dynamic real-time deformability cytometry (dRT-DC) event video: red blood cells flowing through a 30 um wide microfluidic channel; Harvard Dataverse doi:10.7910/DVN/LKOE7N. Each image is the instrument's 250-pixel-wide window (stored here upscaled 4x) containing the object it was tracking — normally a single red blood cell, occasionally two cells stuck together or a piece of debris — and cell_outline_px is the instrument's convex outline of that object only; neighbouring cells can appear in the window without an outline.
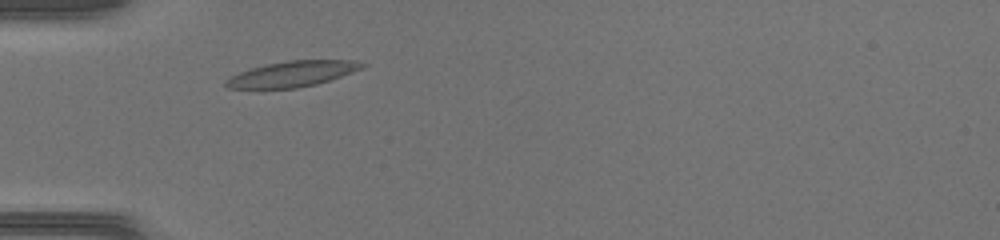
{"species": "common noctule bat (a hibernating species)", "species_latin": "Nyctalus noctula", "temperature_condition": "warm", "stored_images_in_passage": 14, "camera_frame_rate_fps": 3000, "um_per_image_px": 0.085, "animal": {"sex": "female", "body_mass_g": 17.0, "forearm_length_mm": 48.0}, "frame": {"image": 1, "passage_image": 4, "time_ms": 1.0, "image_size_px": [1000, 240], "cell_outline_px": [[368, 64], [352, 72], [316, 84], [296, 88], [228, 88], [224, 84], [224, 80], [240, 72], [252, 68], [268, 64], [288, 60], [352, 60]], "centroid_in_image_um": [24.83, 6.28], "position_along_channel_um": 60.2, "area_um2": 19.94}}
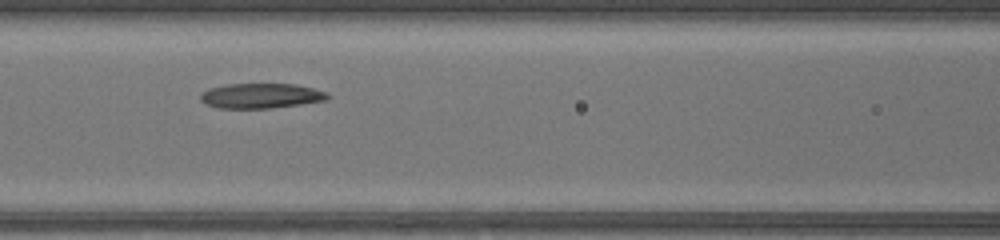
{"frame": {"image": 2, "passage_image": 10, "time_ms": 3.0, "image_size_px": [1000, 240], "cell_outline_px": [[332, 96], [328, 100], [272, 108], [220, 108], [204, 104], [200, 100], [200, 92], [208, 88], [228, 84], [296, 84], [328, 92]], "centroid_in_image_um": [22.18, 8.14], "position_along_channel_um": 144.4, "area_um2": 18.73}}
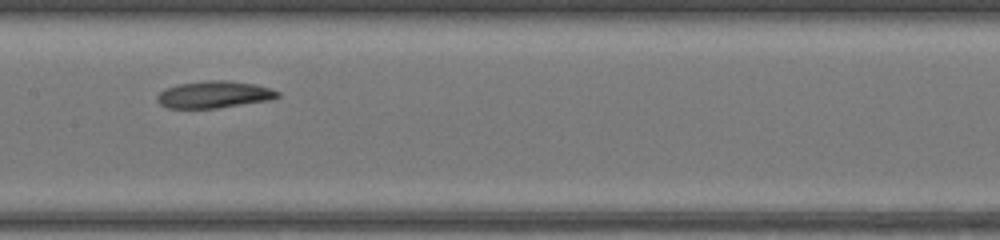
{"frame": {"image": 3, "passage_image": 13, "time_ms": 4.0, "image_size_px": [1000, 240], "cell_outline_px": [[280, 96], [272, 100], [216, 108], [168, 108], [160, 104], [156, 100], [156, 96], [164, 88], [180, 84], [208, 80], [228, 80], [256, 84], [272, 88], [280, 92]], "centroid_in_image_um": [18.23, 8.03], "position_along_channel_um": 189.2, "area_um2": 19.13}}